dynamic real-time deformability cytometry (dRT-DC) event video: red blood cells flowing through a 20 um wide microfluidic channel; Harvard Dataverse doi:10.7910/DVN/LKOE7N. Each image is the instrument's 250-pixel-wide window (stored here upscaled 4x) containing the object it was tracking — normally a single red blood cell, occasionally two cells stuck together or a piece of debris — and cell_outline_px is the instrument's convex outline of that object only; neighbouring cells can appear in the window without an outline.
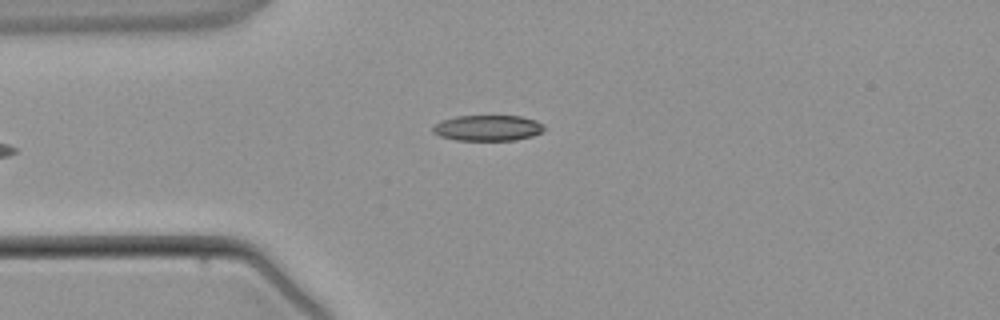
{"species": "common noctule bat (a hibernating species)", "species_latin": "Nyctalus noctula", "temperature_condition": "warm", "stored_images_in_passage": 4, "camera_frame_rate_fps": 3000, "um_per_image_px": 0.085, "animal": {"sex": "male", "body_mass_g": 21.5, "forearm_length_mm": 52.0}, "frame": {"image": 1, "passage_image": 4, "time_ms": 3.667, "image_size_px": [1000, 320], "cell_outline_px": [[544, 128], [540, 132], [532, 136], [516, 140], [456, 140], [440, 136], [432, 132], [432, 128], [440, 120], [456, 116], [520, 116], [536, 120]], "centroid_in_image_um": [41.41, 10.87], "position_along_channel_um": 43.6, "area_um2": 16.59}}